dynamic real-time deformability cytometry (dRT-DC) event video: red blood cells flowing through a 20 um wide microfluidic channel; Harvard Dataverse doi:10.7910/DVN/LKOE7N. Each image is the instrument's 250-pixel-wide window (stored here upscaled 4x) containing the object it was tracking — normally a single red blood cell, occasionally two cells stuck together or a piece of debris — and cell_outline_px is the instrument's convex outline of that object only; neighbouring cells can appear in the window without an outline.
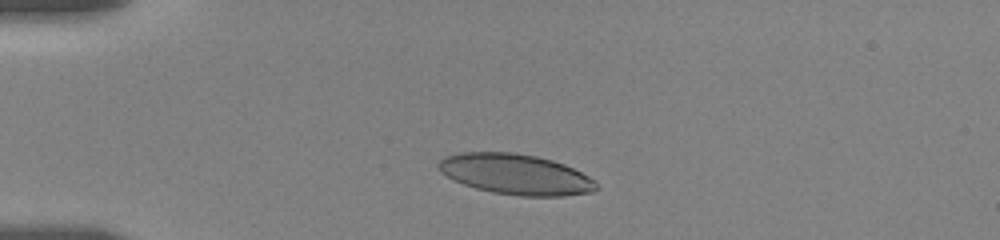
{"species": "human", "species_latin": "Homo sapiens", "temperature_condition": "room temperature", "stored_images_in_passage": 21, "camera_frame_rate_fps": 3000, "um_per_image_px": 0.085, "donor": {"sex": "female"}, "frame": {"image": 1, "passage_image": 4, "time_ms": 2.333, "image_size_px": [1000, 240], "cell_outline_px": [[600, 188], [592, 192], [564, 196], [520, 196], [492, 192], [476, 188], [464, 184], [440, 172], [436, 164], [444, 156], [460, 152], [516, 152], [536, 156], [552, 160], [564, 164], [596, 180]], "centroid_in_image_um": [43.85, 14.81], "position_along_channel_um": 41.2, "area_um2": 37.4}}
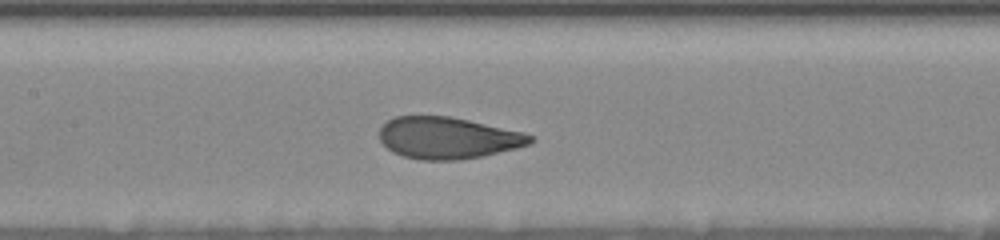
{"frame": {"image": 2, "passage_image": 11, "time_ms": 7.0, "image_size_px": [1000, 240], "cell_outline_px": [[536, 140], [528, 144], [516, 148], [480, 156], [460, 160], [420, 160], [404, 156], [392, 152], [380, 140], [380, 128], [388, 120], [396, 116], [448, 116], [468, 120], [524, 132], [532, 136]], "centroid_in_image_um": [38.06, 11.72], "position_along_channel_um": 169.3, "area_um2": 36.41}}
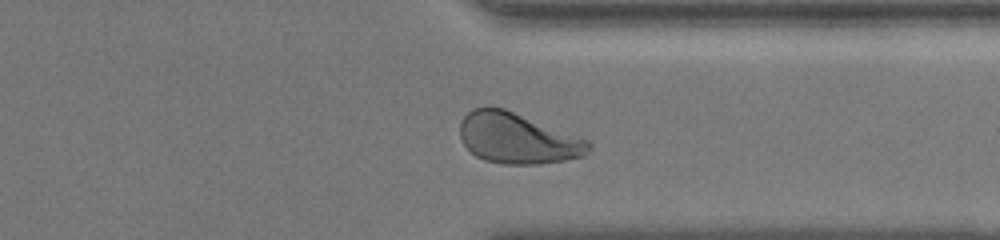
{"frame": {"image": 3, "passage_image": 19, "time_ms": 12.667, "image_size_px": [1000, 240], "cell_outline_px": [[592, 144], [588, 152], [584, 156], [564, 160], [540, 164], [504, 164], [484, 160], [476, 156], [464, 144], [460, 136], [460, 124], [464, 116], [472, 108], [488, 104], [504, 108], [588, 140]], "centroid_in_image_um": [43.96, 11.74], "position_along_channel_um": 367.4, "area_um2": 38.09}, "authors_computed_cell_mechanics": {"area_um2": 37.3388, "velocity_mm_per_s": 3.5034, "shape_relaxation_time_tau1_ms": 4.0996, "shape_relaxation_time_tau2_ms": null, "deformation_change_tau1": 0.1538, "deformation_change_tau2": null}}